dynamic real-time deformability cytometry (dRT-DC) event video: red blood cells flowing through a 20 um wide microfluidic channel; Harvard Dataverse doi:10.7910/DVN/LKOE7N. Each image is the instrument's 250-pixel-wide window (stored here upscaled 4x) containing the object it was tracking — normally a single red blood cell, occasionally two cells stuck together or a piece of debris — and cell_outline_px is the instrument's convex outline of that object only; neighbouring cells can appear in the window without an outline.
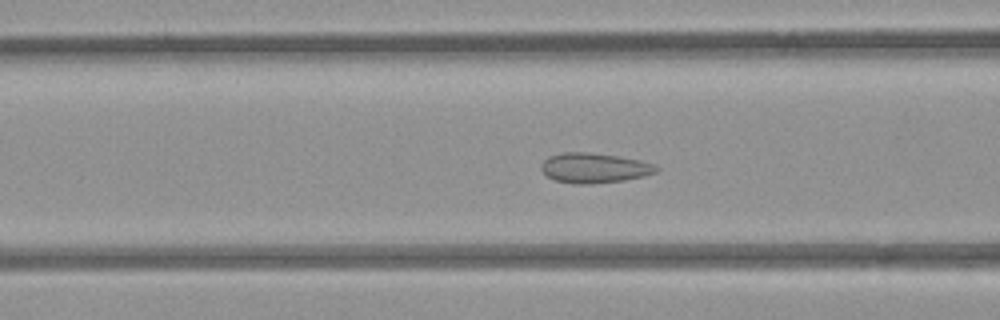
{"species": "common noctule bat (a hibernating species)", "species_latin": "Nyctalus noctula", "temperature_condition": "room temperature", "stored_images_in_passage": 41, "camera_frame_rate_fps": 3000, "um_per_image_px": 0.085, "animal": {"sex": "female", "body_mass_g": 21.9}, "frame": {"image": 1, "passage_image": 15, "time_ms": 4.667, "image_size_px": [1000, 320], "cell_outline_px": [[660, 168], [656, 172], [644, 176], [624, 180], [592, 184], [572, 184], [556, 180], [548, 176], [540, 168], [540, 164], [548, 156], [564, 152], [588, 152], [620, 156], [640, 160], [656, 164]], "centroid_in_image_um": [50.53, 14.27], "position_along_channel_um": 116.1, "area_um2": 20.29}}
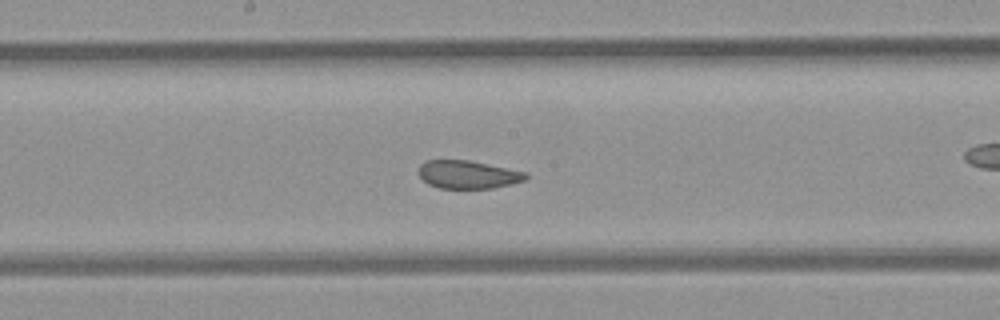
{"frame": {"image": 2, "passage_image": 22, "time_ms": 7.0, "image_size_px": [1000, 320], "cell_outline_px": [[528, 176], [524, 180], [512, 184], [492, 188], [440, 188], [428, 184], [420, 176], [420, 164], [428, 160], [468, 160], [528, 172]], "centroid_in_image_um": [39.81, 14.83], "position_along_channel_um": 208.4, "area_um2": 17.4}}
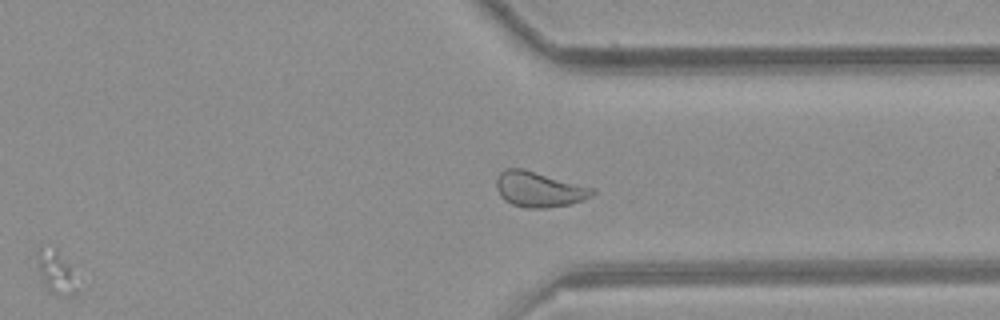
{"frame": {"image": 3, "passage_image": 34, "time_ms": 11.0, "image_size_px": [1000, 320], "cell_outline_px": [[84, 288], [80, 292], [68, 296], [60, 296], [52, 292], [48, 288], [40, 272], [36, 252], [36, 248], [40, 244], [56, 248], [72, 264]], "centroid_in_image_um": [4.92, 23.1], "position_along_channel_um": 406.5, "area_um2": 11.04}, "authors_computed_cell_mechanics": {"area_um2": 18.9006, "velocity_mm_per_s": 3.9488, "shape_relaxation_time_tau1_ms": null, "shape_relaxation_time_tau2_ms": 0.7999, "deformation_change_tau1": null, "deformation_change_tau2": 0.0569}}